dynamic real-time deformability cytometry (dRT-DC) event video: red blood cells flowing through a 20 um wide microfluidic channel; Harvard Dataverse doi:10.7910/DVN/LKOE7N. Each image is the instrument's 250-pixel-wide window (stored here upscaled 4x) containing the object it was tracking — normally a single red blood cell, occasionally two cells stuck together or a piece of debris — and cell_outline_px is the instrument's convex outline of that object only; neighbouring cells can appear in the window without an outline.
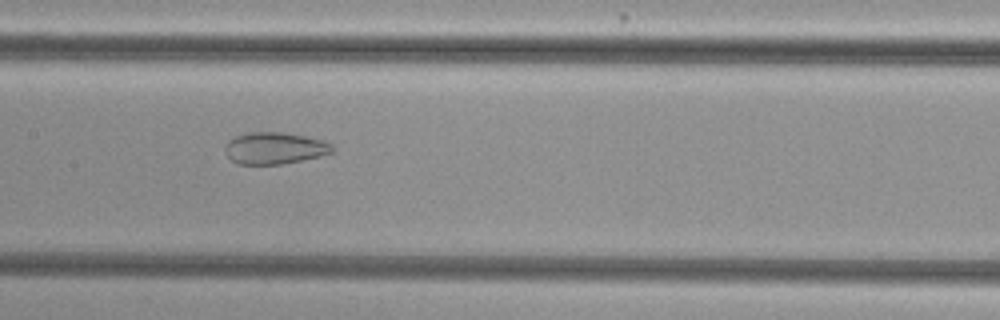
{"species": "common noctule bat (a hibernating species)", "species_latin": "Nyctalus noctula", "temperature_condition": "cold", "stored_images_in_passage": 35, "camera_frame_rate_fps": 3000, "um_per_image_px": 0.085, "animal": {"sex": "female", "body_mass_g": 29.2, "forearm_length_mm": 56.3}, "frame": {"image": 1, "passage_image": 12, "time_ms": 3.667, "image_size_px": [1000, 320], "cell_outline_px": [[332, 152], [320, 156], [280, 164], [240, 164], [232, 160], [228, 156], [224, 148], [228, 140], [236, 136], [248, 132], [284, 132], [324, 140], [332, 144]], "centroid_in_image_um": [23.33, 12.58], "position_along_channel_um": 184.1, "area_um2": 19.71}}
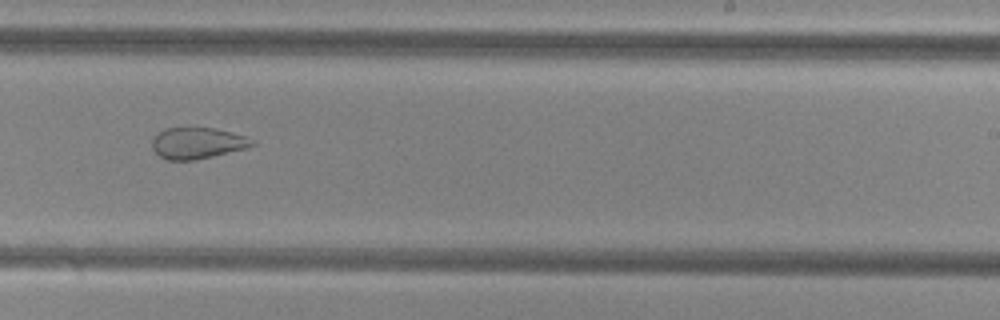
{"frame": {"image": 2, "passage_image": 19, "time_ms": 6.0, "image_size_px": [1000, 320], "cell_outline_px": [[256, 144], [248, 148], [196, 160], [168, 160], [160, 156], [152, 148], [152, 140], [156, 132], [164, 128], [216, 128], [232, 132], [256, 140]], "centroid_in_image_um": [16.79, 12.16], "position_along_channel_um": 272.2, "area_um2": 18.44}}
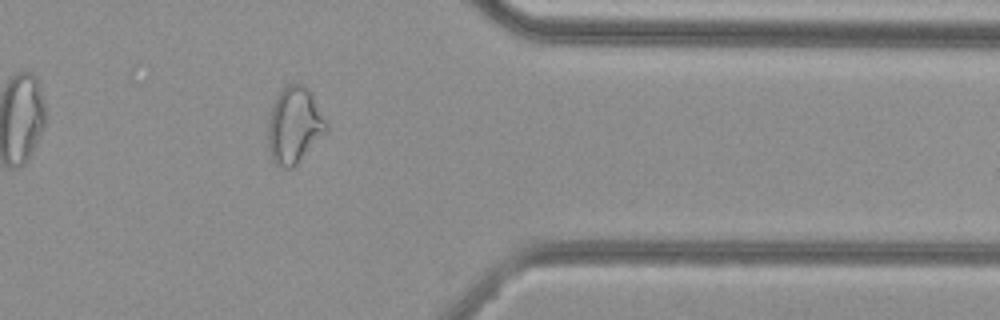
{"frame": {"image": 3, "passage_image": 29, "time_ms": 9.333, "image_size_px": [1000, 320], "cell_outline_px": [[328, 128], [296, 164], [292, 168], [284, 168], [276, 164], [272, 160], [268, 152], [268, 116], [272, 104], [276, 96], [288, 84], [304, 84], [308, 88], [328, 124]], "centroid_in_image_um": [24.97, 10.64], "position_along_channel_um": 386.4, "area_um2": 25.66}, "authors_computed_cell_mechanics": {"area_um2": 21.6172, "velocity_mm_per_s": 3.7988, "shape_relaxation_time_tau1_ms": null, "shape_relaxation_time_tau2_ms": 1.6679, "deformation_change_tau1": null, "deformation_change_tau2": 0.0868}}